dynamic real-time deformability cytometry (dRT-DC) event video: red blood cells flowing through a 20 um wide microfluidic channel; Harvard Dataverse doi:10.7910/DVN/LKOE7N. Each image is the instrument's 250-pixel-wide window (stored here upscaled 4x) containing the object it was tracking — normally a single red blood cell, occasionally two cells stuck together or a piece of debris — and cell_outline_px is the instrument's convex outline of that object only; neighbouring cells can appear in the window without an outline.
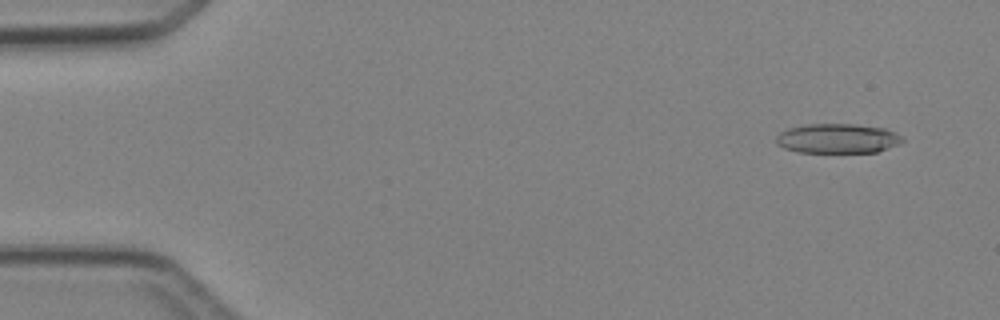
{"species": "Egyptian fruit bat (a non-hibernating species)", "species_latin": "Rousettus aegyptiacus", "temperature_condition": "cold", "stored_images_in_passage": 5, "camera_frame_rate_fps": 3000, "um_per_image_px": 0.085, "animal": {"sex": "female"}, "frame": {"image": 1, "passage_image": 1, "time_ms": 0.0, "image_size_px": [1000, 320], "cell_outline_px": [[904, 140], [900, 144], [876, 152], [796, 152], [784, 148], [776, 144], [776, 136], [780, 132], [788, 128], [808, 124], [856, 124], [884, 128], [896, 132]], "centroid_in_image_um": [71.18, 11.77], "position_along_channel_um": 13.8, "area_um2": 21.85}}